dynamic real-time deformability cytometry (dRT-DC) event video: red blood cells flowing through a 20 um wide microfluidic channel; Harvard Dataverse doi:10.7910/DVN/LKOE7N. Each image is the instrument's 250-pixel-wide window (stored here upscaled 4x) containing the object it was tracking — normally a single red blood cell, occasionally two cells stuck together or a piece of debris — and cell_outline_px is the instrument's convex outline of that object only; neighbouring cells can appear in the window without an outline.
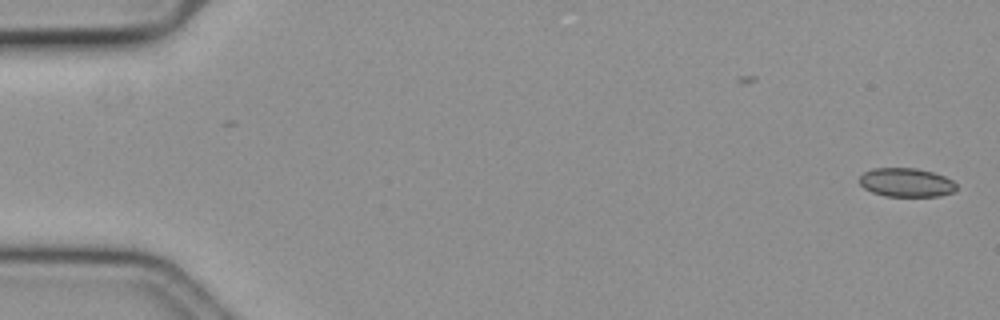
{"species": "common noctule bat (a hibernating species)", "species_latin": "Nyctalus noctula", "temperature_condition": "cold", "stored_images_in_passage": 58, "camera_frame_rate_fps": 3000, "um_per_image_px": 0.085, "animal": {"sex": "female", "body_mass_g": 19.3, "forearm_length_mm": 54.1}, "frame": {"image": 1, "passage_image": 1, "time_ms": 0.0, "image_size_px": [1000, 320], "cell_outline_px": [[956, 188], [952, 192], [940, 196], [884, 196], [872, 192], [864, 188], [860, 184], [860, 176], [864, 172], [872, 168], [916, 168], [932, 172], [944, 176], [952, 180], [956, 184]], "centroid_in_image_um": [77.02, 15.51], "position_along_channel_um": 8.0, "area_um2": 16.24}}
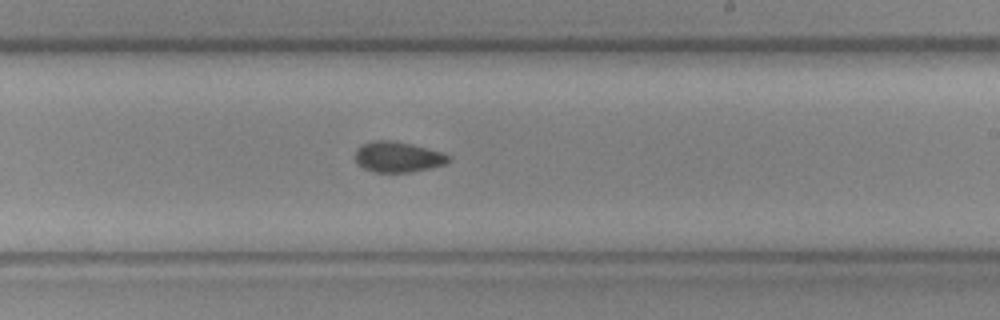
{"frame": {"image": 2, "passage_image": 35, "time_ms": 11.333, "image_size_px": [1000, 320], "cell_outline_px": [[452, 160], [448, 164], [408, 172], [376, 172], [364, 168], [356, 160], [356, 148], [372, 140], [392, 140], [412, 144], [444, 152], [452, 156]], "centroid_in_image_um": [33.89, 13.32], "position_along_channel_um": 255.1, "area_um2": 16.7}}
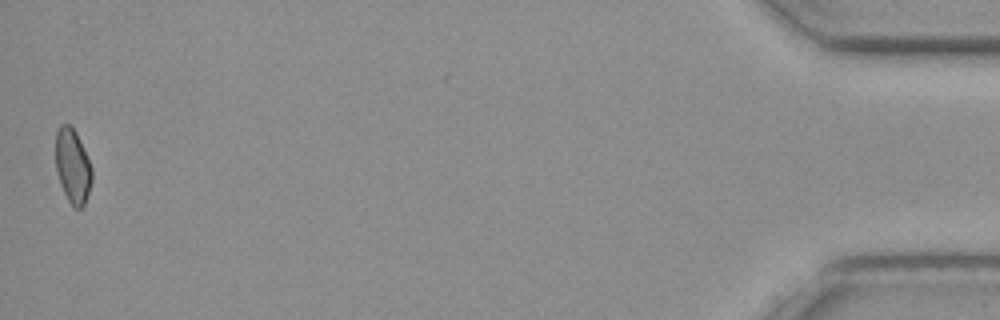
{"frame": {"image": 3, "passage_image": 58, "time_ms": 19.0, "image_size_px": [1000, 320], "cell_outline_px": [[92, 180], [84, 204], [80, 208], [72, 208], [60, 184], [56, 168], [56, 128], [60, 124], [68, 124], [76, 132], [92, 168]], "centroid_in_image_um": [6.16, 14.11], "position_along_channel_um": 429.0, "area_um2": 15.61}}